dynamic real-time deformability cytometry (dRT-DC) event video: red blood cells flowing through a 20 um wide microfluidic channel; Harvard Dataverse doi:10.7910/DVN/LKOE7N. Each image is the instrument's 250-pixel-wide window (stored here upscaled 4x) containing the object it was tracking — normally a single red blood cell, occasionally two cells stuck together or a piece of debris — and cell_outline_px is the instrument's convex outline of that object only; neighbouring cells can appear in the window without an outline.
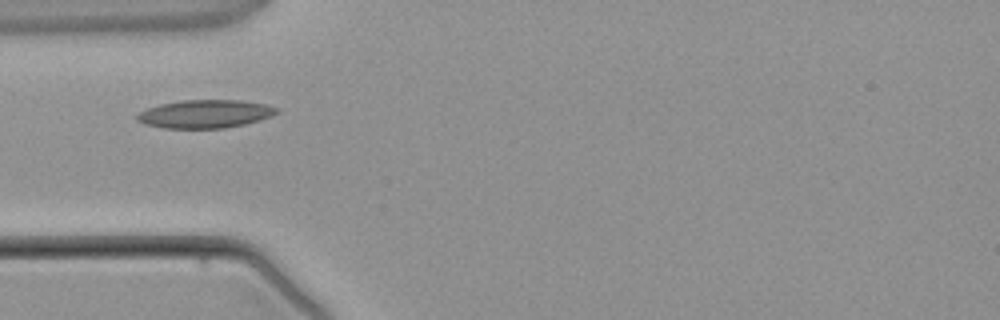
{"species": "common noctule bat (a hibernating species)", "species_latin": "Nyctalus noctula", "temperature_condition": "warm", "stored_images_in_passage": 2, "camera_frame_rate_fps": 3000, "um_per_image_px": 0.085, "animal": {"sex": "male", "body_mass_g": 21.5, "forearm_length_mm": 52.0}, "frame": {"image": 1, "passage_image": 2, "time_ms": 1.0, "image_size_px": [1000, 320], "cell_outline_px": [[280, 112], [272, 116], [260, 120], [244, 124], [224, 128], [164, 128], [144, 124], [136, 120], [136, 116], [140, 112], [148, 108], [160, 104], [184, 100], [244, 100], [268, 104], [280, 108]], "centroid_in_image_um": [17.5, 9.68], "position_along_channel_um": 67.5, "area_um2": 23.12}}